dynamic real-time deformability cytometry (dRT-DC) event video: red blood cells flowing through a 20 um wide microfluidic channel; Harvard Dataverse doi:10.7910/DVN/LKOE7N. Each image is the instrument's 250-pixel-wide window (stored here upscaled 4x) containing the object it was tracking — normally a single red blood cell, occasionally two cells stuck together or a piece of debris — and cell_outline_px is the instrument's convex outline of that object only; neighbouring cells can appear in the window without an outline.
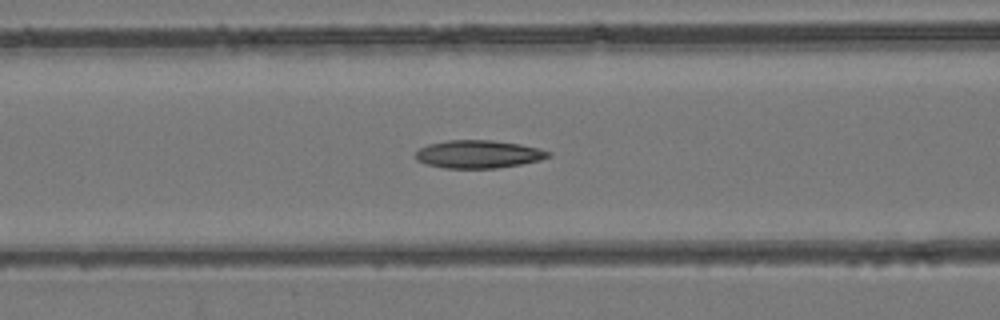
{"species": "common noctule bat (a hibernating species)", "species_latin": "Nyctalus noctula", "temperature_condition": "room temperature", "stored_images_in_passage": 49, "camera_frame_rate_fps": 3000, "um_per_image_px": 0.085, "animal": {"sex": "female", "body_mass_g": 24.6, "forearm_length_mm": 56.2}, "frame": {"image": 1, "passage_image": 20, "time_ms": 6.333, "image_size_px": [1000, 320], "cell_outline_px": [[552, 156], [540, 160], [520, 164], [496, 168], [444, 168], [428, 164], [416, 160], [416, 152], [420, 148], [428, 144], [448, 140], [492, 140], [520, 144], [540, 148], [552, 152]], "centroid_in_image_um": [40.7, 13.1], "position_along_channel_um": 125.9, "area_um2": 21.62}}
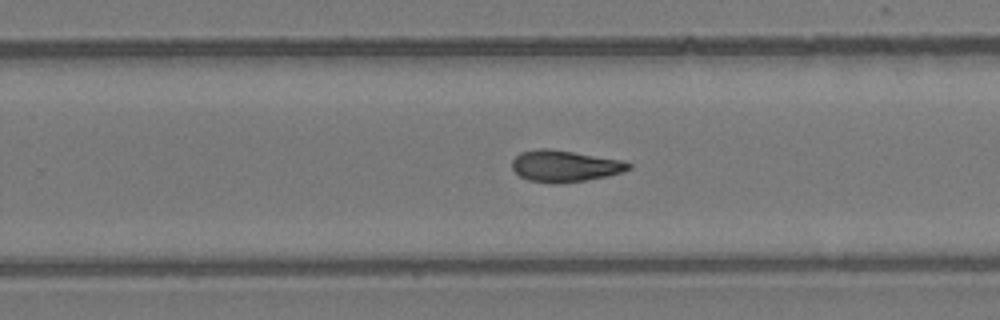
{"frame": {"image": 2, "passage_image": 31, "time_ms": 10.0, "image_size_px": [1000, 320], "cell_outline_px": [[632, 168], [624, 172], [608, 176], [588, 180], [556, 184], [528, 180], [520, 176], [512, 168], [512, 160], [520, 152], [536, 148], [552, 148], [620, 160], [632, 164]], "centroid_in_image_um": [48.0, 14.11], "position_along_channel_um": 281.8, "area_um2": 21.62}}
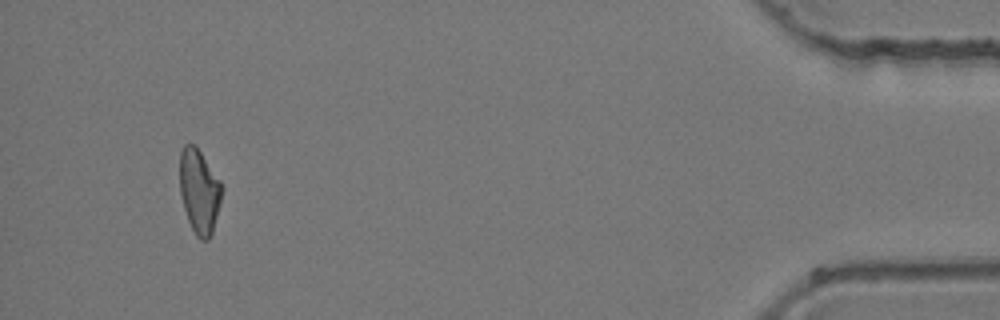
{"frame": {"image": 3, "passage_image": 46, "time_ms": 15.0, "image_size_px": [1000, 320], "cell_outline_px": [[224, 188], [212, 232], [208, 240], [200, 240], [196, 236], [188, 220], [184, 208], [180, 192], [180, 152], [184, 144], [196, 144], [220, 180]], "centroid_in_image_um": [16.94, 16.22], "position_along_channel_um": 418.3, "area_um2": 20.75}}